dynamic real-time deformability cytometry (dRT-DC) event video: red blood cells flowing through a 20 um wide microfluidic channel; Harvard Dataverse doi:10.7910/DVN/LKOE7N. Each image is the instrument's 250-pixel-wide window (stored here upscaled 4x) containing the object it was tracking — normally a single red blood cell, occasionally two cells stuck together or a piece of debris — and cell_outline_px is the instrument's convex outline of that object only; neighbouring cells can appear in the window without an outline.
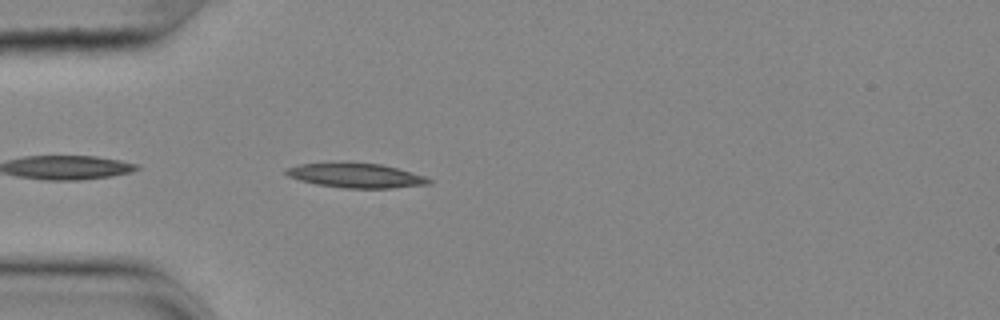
{"species": "common noctule bat (a hibernating species)", "species_latin": "Nyctalus noctula", "temperature_condition": "cold", "stored_images_in_passage": 26, "camera_frame_rate_fps": 3000, "um_per_image_px": 0.085, "animal": {"sex": "female", "body_mass_g": 25.1}, "frame": {"image": 1, "passage_image": 2, "time_ms": 0.333, "image_size_px": [1000, 320], "cell_outline_px": [[432, 184], [392, 188], [344, 188], [316, 184], [300, 180], [288, 176], [284, 172], [288, 168], [300, 164], [344, 160], [380, 164], [396, 168], [424, 176], [432, 180]], "centroid_in_image_um": [30.23, 14.89], "position_along_channel_um": 54.8, "area_um2": 20.87}}
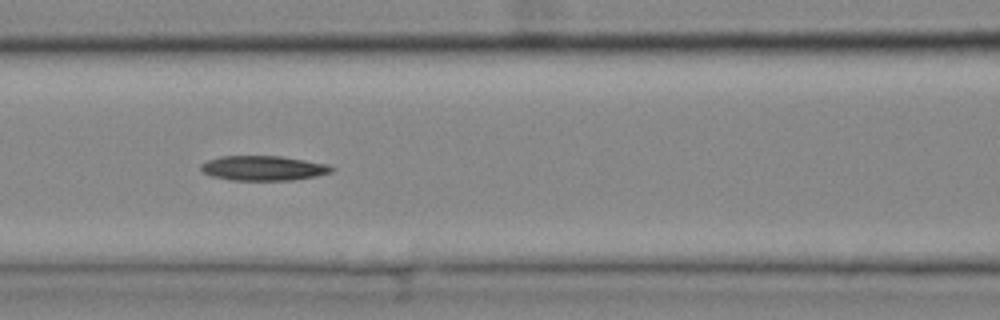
{"frame": {"image": 2, "passage_image": 10, "time_ms": 3.0, "image_size_px": [1000, 320], "cell_outline_px": [[336, 168], [332, 172], [316, 176], [292, 180], [232, 180], [212, 176], [204, 172], [200, 168], [200, 164], [208, 160], [220, 156], [280, 156], [328, 164]], "centroid_in_image_um": [22.4, 14.29], "position_along_channel_um": 144.2, "area_um2": 18.84}}
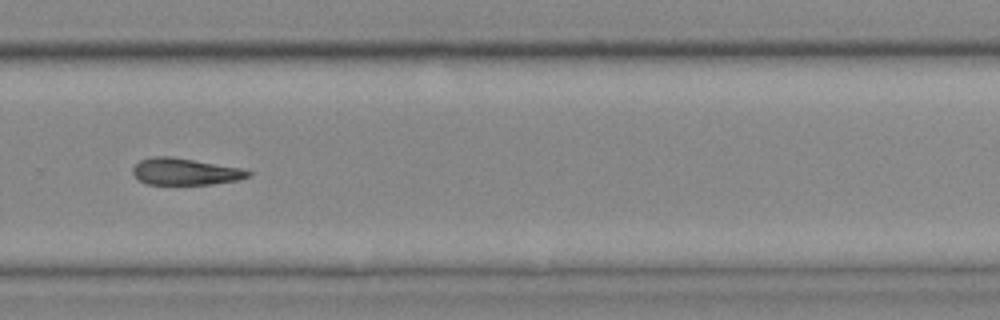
{"frame": {"image": 3, "passage_image": 24, "time_ms": 7.667, "image_size_px": [1000, 320], "cell_outline_px": [[252, 176], [236, 180], [212, 184], [148, 184], [140, 180], [132, 172], [132, 168], [140, 160], [152, 156], [172, 156], [240, 168], [252, 172]], "centroid_in_image_um": [15.73, 14.58], "position_along_channel_um": 314.1, "area_um2": 17.86}}